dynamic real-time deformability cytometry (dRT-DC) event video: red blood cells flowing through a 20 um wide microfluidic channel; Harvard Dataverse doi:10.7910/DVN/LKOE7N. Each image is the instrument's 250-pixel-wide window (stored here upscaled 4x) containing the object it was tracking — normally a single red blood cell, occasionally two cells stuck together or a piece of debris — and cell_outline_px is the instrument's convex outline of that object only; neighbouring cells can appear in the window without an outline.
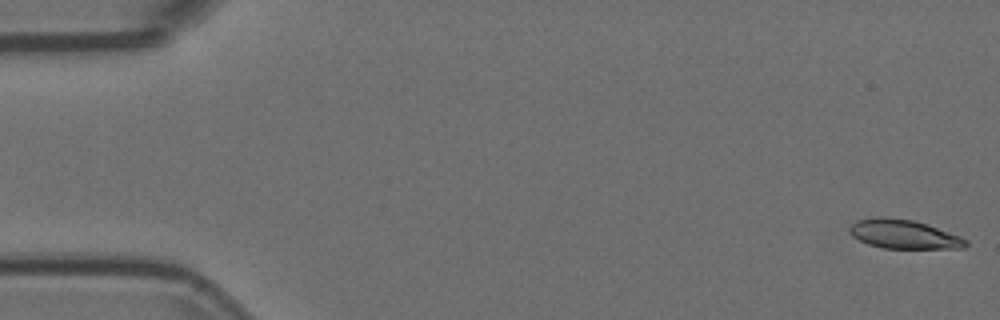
{"species": "Egyptian fruit bat (a non-hibernating species)", "species_latin": "Rousettus aegyptiacus", "temperature_condition": "room temperature", "stored_images_in_passage": 54, "camera_frame_rate_fps": 3000, "um_per_image_px": 0.085, "animal": {"sex": "female"}, "frame": {"image": 1, "passage_image": 1, "time_ms": 0.0, "image_size_px": [1000, 320], "cell_outline_px": [[968, 244], [964, 248], [884, 248], [868, 244], [852, 236], [848, 232], [848, 228], [856, 220], [876, 216], [884, 216], [912, 220], [960, 236], [968, 240]], "centroid_in_image_um": [76.77, 19.9], "position_along_channel_um": 8.2, "area_um2": 19.54}}
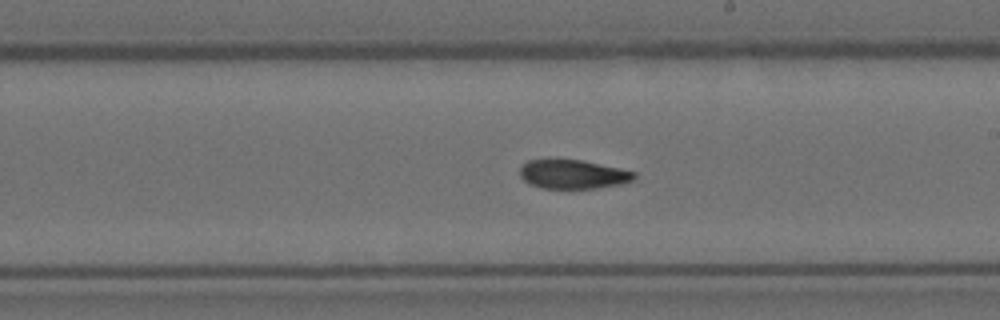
{"frame": {"image": 2, "passage_image": 31, "time_ms": 10.0, "image_size_px": [1000, 320], "cell_outline_px": [[636, 180], [620, 184], [596, 188], [540, 188], [528, 184], [520, 176], [520, 168], [528, 160], [580, 160], [620, 168], [636, 172]], "centroid_in_image_um": [48.72, 14.82], "position_along_channel_um": 240.3, "area_um2": 19.25}}
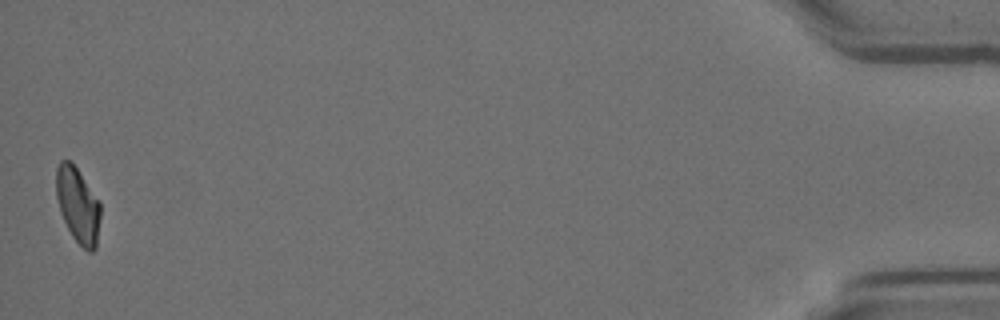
{"frame": {"image": 3, "passage_image": 54, "time_ms": 17.667, "image_size_px": [1000, 320], "cell_outline_px": [[100, 216], [96, 248], [92, 252], [88, 252], [72, 236], [60, 212], [56, 196], [56, 168], [60, 160], [72, 160], [100, 200]], "centroid_in_image_um": [6.62, 17.39], "position_along_channel_um": 428.6, "area_um2": 19.71}}